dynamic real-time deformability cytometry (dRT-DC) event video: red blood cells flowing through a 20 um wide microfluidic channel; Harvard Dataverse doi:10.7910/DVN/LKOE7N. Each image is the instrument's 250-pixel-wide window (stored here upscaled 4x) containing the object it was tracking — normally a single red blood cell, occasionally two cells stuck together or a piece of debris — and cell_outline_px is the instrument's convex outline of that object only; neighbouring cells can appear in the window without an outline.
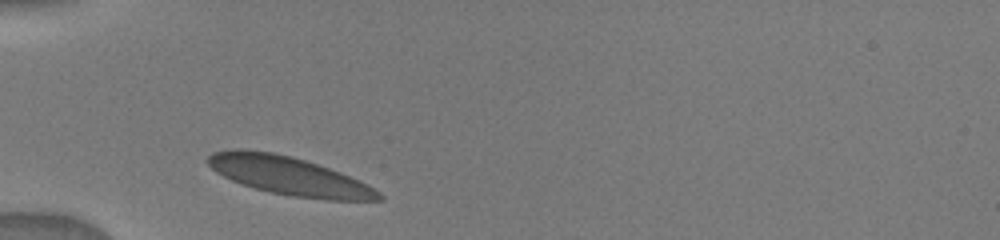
{"species": "human", "species_latin": "Homo sapiens", "temperature_condition": "warm", "stored_images_in_passage": 10, "camera_frame_rate_fps": 3000, "um_per_image_px": 0.085, "donor": {"sex": "male"}, "frame": {"image": 1, "passage_image": 1, "time_ms": 0.0, "image_size_px": [1000, 240], "cell_outline_px": [[384, 200], [328, 200], [292, 196], [272, 192], [240, 184], [216, 172], [204, 160], [212, 152], [236, 148], [272, 152], [304, 160], [340, 172], [360, 180], [368, 184], [380, 192], [384, 196]], "centroid_in_image_um": [24.56, 14.95], "position_along_channel_um": 60.4, "area_um2": 38.03}}
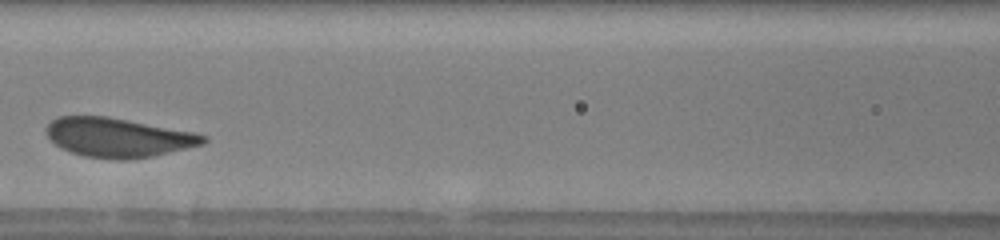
{"frame": {"image": 2, "passage_image": 4, "time_ms": 2.667, "image_size_px": [1000, 240], "cell_outline_px": [[208, 140], [204, 144], [152, 156], [128, 160], [116, 160], [84, 156], [60, 148], [48, 136], [48, 124], [52, 120], [60, 116], [108, 116], [196, 132], [208, 136]], "centroid_in_image_um": [10.09, 11.69], "position_along_channel_um": 156.5, "area_um2": 35.89}}
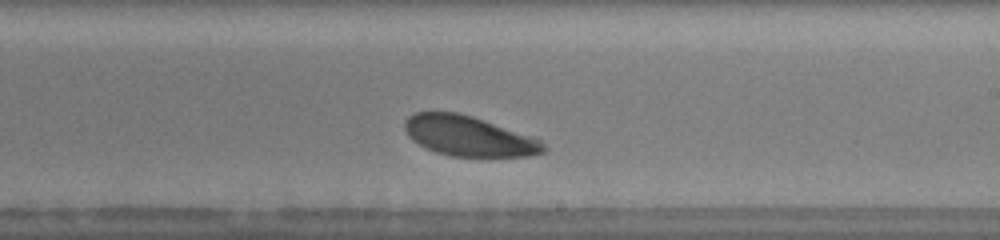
{"frame": {"image": 3, "passage_image": 7, "time_ms": 5.0, "image_size_px": [1000, 240], "cell_outline_px": [[548, 148], [544, 152], [528, 156], [452, 156], [436, 152], [412, 140], [408, 136], [404, 128], [404, 120], [412, 112], [456, 112], [472, 116], [540, 140]], "centroid_in_image_um": [39.79, 11.56], "position_along_channel_um": 249.2, "area_um2": 32.02}}